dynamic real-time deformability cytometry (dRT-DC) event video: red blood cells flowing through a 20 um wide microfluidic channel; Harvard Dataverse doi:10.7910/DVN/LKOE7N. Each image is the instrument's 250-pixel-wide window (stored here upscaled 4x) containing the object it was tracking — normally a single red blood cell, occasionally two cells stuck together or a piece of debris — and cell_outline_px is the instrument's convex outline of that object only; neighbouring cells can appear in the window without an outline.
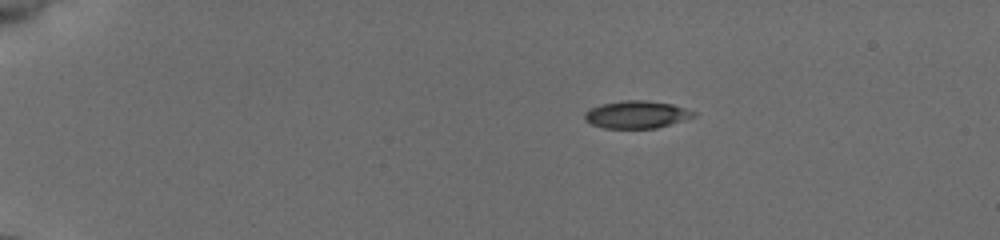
{"species": "common noctule bat (a hibernating species)", "species_latin": "Nyctalus noctula", "temperature_condition": "cold", "stored_images_in_passage": 45, "camera_frame_rate_fps": 3000, "um_per_image_px": 0.085, "animal": {"sex": "female", "body_mass_g": 19.5, "forearm_length_mm": 54.1}, "frame": {"image": 1, "passage_image": 1, "time_ms": 0.0, "image_size_px": [1000, 240], "cell_outline_px": [[696, 116], [684, 120], [656, 128], [604, 128], [592, 124], [584, 120], [584, 112], [600, 104], [628, 100], [644, 100], [672, 104], [696, 112]], "centroid_in_image_um": [54.1, 9.74], "position_along_channel_um": 30.9, "area_um2": 17.34}}
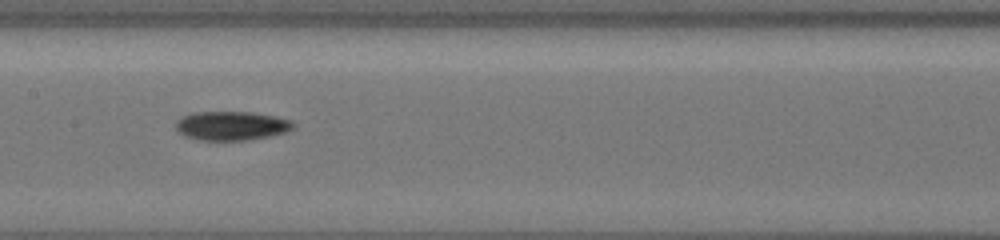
{"frame": {"image": 2, "passage_image": 20, "time_ms": 6.333, "image_size_px": [1000, 240], "cell_outline_px": [[296, 124], [292, 128], [284, 132], [268, 136], [248, 140], [200, 140], [184, 136], [176, 128], [176, 120], [180, 116], [192, 112], [252, 112], [276, 116], [292, 120]], "centroid_in_image_um": [19.65, 10.68], "position_along_channel_um": 187.7, "area_um2": 19.94}}
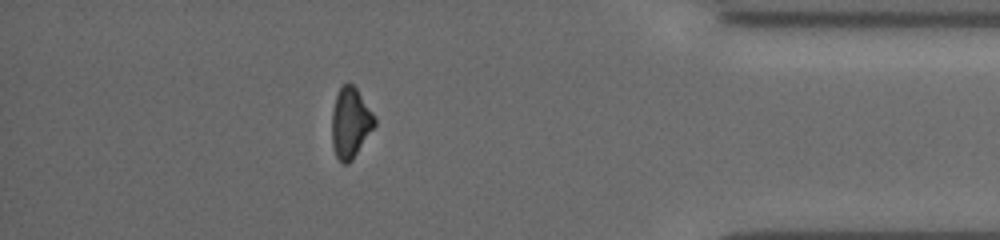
{"frame": {"image": 3, "passage_image": 39, "time_ms": 12.667, "image_size_px": [1000, 240], "cell_outline_px": [[376, 124], [352, 160], [348, 164], [344, 164], [336, 156], [332, 144], [332, 108], [336, 96], [340, 88], [344, 84], [352, 84], [356, 88], [376, 116]], "centroid_in_image_um": [29.79, 10.44], "position_along_channel_um": 405.4, "area_um2": 17.46}, "authors_computed_cell_mechanics": {"area_um2": 18.0914, "velocity_mm_per_s": 3.8956, "shape_relaxation_time_tau1_ms": 7.0168, "shape_relaxation_time_tau2_ms": null, "deformation_change_tau1": 0.1324, "deformation_change_tau2": null}}